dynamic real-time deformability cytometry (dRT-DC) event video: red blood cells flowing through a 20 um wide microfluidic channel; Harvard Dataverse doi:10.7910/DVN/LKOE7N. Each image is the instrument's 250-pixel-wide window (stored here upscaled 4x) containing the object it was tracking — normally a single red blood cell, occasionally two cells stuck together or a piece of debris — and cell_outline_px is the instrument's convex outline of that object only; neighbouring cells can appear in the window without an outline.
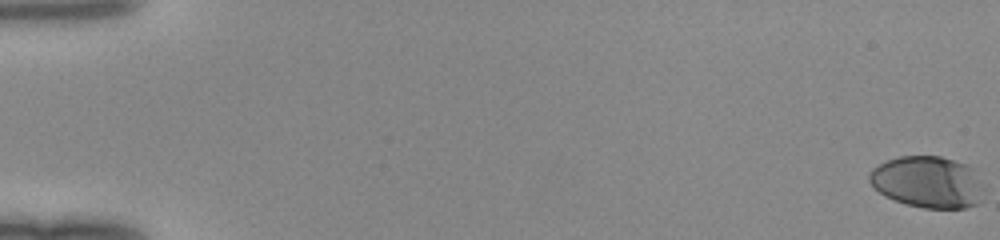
{"species": "human", "species_latin": "Homo sapiens", "temperature_condition": "room temperature", "stored_images_in_passage": 52, "camera_frame_rate_fps": 3000, "um_per_image_px": 0.085, "donor": {"sex": "female"}, "frame": {"image": 1, "passage_image": 1, "time_ms": 0.0, "image_size_px": [1000, 240], "cell_outline_px": [[984, 200], [976, 204], [964, 208], [924, 208], [904, 204], [884, 196], [868, 180], [868, 176], [872, 168], [888, 160], [900, 156], [940, 156], [968, 164], [972, 168], [984, 184]], "centroid_in_image_um": [78.9, 15.48], "position_along_channel_um": 6.1, "area_um2": 34.91}}
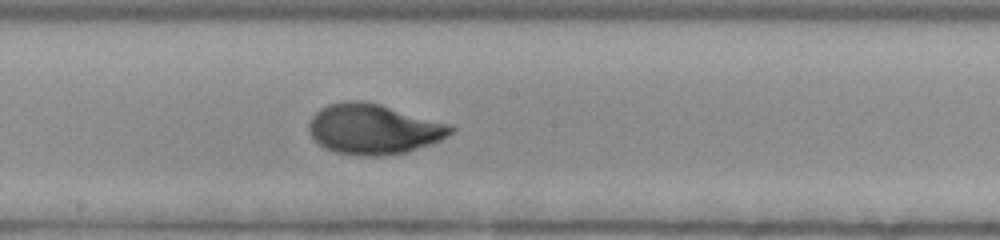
{"frame": {"image": 2, "passage_image": 30, "time_ms": 9.667, "image_size_px": [1000, 240], "cell_outline_px": [[456, 128], [448, 136], [432, 144], [404, 152], [380, 156], [356, 156], [336, 152], [324, 148], [308, 132], [308, 124], [312, 116], [320, 108], [328, 104], [348, 100], [364, 100], [380, 104], [452, 124]], "centroid_in_image_um": [31.76, 10.96], "position_along_channel_um": 216.4, "area_um2": 41.85}}
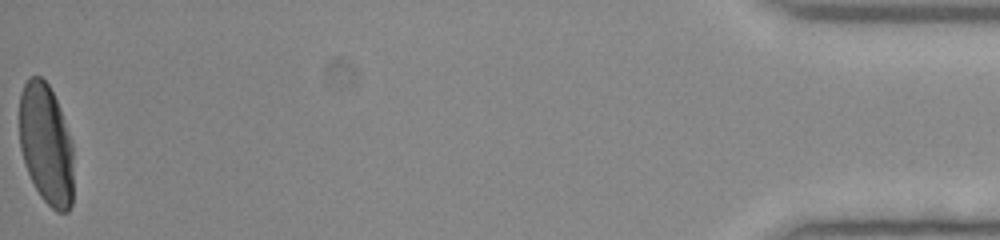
{"frame": {"image": 3, "passage_image": 52, "time_ms": 17.0, "image_size_px": [1000, 240], "cell_outline_px": [[72, 204], [68, 212], [56, 212], [40, 196], [24, 164], [20, 148], [20, 92], [24, 84], [32, 76], [40, 76], [48, 84], [60, 108], [72, 144]], "centroid_in_image_um": [3.91, 12.27], "position_along_channel_um": 431.3, "area_um2": 37.86}}